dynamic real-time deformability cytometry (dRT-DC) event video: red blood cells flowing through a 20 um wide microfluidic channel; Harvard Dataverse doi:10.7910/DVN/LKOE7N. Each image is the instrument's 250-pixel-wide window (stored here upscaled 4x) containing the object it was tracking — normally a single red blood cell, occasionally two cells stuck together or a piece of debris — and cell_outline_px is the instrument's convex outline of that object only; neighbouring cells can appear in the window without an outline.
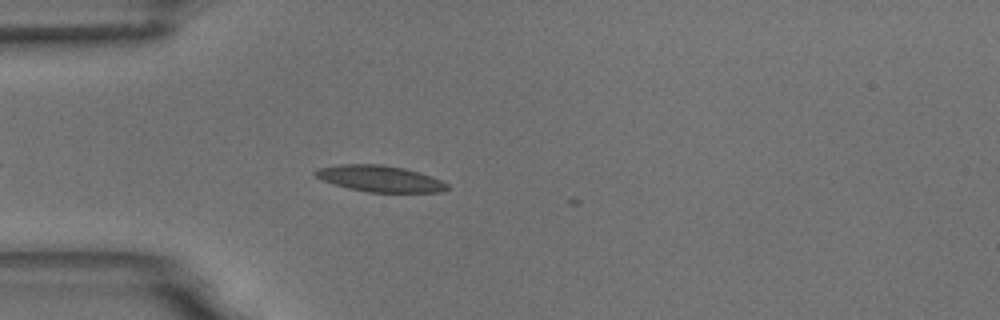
{"species": "common noctule bat (a hibernating species)", "species_latin": "Nyctalus noctula", "temperature_condition": "room temperature", "stored_images_in_passage": 2, "camera_frame_rate_fps": 3000, "um_per_image_px": 0.085, "animal": {"sex": "male", "body_mass_g": 18.8}, "frame": {"image": 1, "passage_image": 2, "time_ms": 1.0, "image_size_px": [1000, 320], "cell_outline_px": [[448, 188], [440, 192], [368, 192], [348, 188], [324, 180], [316, 176], [312, 172], [320, 168], [340, 164], [384, 164], [404, 168], [420, 172], [432, 176], [448, 184]], "centroid_in_image_um": [32.32, 15.17], "position_along_channel_um": 52.7, "area_um2": 20.06}}